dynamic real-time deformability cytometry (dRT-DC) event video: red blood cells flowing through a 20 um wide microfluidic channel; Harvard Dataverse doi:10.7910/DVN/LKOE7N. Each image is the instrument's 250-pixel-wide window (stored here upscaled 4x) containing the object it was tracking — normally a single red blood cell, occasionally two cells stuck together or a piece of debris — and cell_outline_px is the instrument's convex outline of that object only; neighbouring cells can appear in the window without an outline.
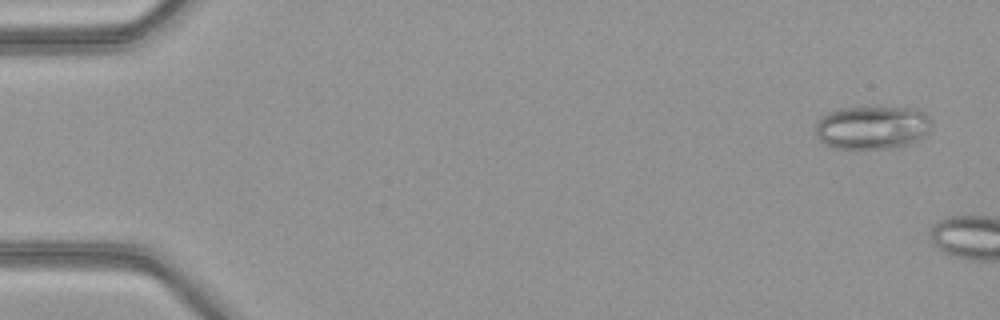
{"species": "common noctule bat (a hibernating species)", "species_latin": "Nyctalus noctula", "temperature_condition": "warm", "stored_images_in_passage": 14, "camera_frame_rate_fps": 3000, "um_per_image_px": 0.085, "animal": {"sex": "female", "body_mass_g": 21.9}, "frame": {"image": 1, "passage_image": 3, "time_ms": 0.667, "image_size_px": [1000, 320], "cell_outline_px": [[932, 124], [928, 132], [924, 136], [912, 144], [896, 148], [828, 148], [816, 136], [816, 120], [820, 116], [836, 108], [868, 104], [916, 108], [924, 112], [932, 120]], "centroid_in_image_um": [74.13, 10.78], "position_along_channel_um": 10.9, "area_um2": 30.92}}